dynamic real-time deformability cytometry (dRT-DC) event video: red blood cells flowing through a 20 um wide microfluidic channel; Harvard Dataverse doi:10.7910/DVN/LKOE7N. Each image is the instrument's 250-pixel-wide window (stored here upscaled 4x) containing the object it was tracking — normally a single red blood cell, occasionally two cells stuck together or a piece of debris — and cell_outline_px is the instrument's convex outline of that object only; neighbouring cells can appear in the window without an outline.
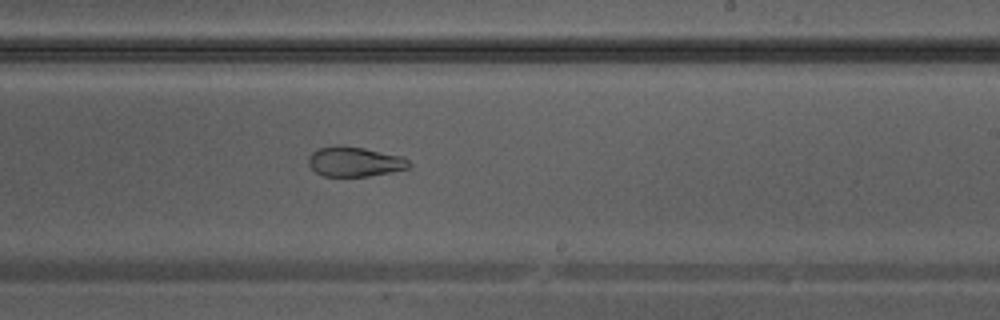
{"species": "Egyptian fruit bat (a non-hibernating species)", "species_latin": "Rousettus aegyptiacus", "temperature_condition": "warm", "stored_images_in_passage": 33, "camera_frame_rate_fps": 3000, "um_per_image_px": 0.085, "animal": {"sex": "male"}, "frame": {"image": 1, "passage_image": 19, "time_ms": 6.0, "image_size_px": [1000, 320], "cell_outline_px": [[412, 164], [408, 168], [368, 176], [324, 176], [316, 172], [308, 164], [308, 156], [312, 152], [320, 148], [336, 144], [340, 144], [364, 148], [400, 156], [408, 160]], "centroid_in_image_um": [30.1, 13.73], "position_along_channel_um": 258.9, "area_um2": 17.4}}